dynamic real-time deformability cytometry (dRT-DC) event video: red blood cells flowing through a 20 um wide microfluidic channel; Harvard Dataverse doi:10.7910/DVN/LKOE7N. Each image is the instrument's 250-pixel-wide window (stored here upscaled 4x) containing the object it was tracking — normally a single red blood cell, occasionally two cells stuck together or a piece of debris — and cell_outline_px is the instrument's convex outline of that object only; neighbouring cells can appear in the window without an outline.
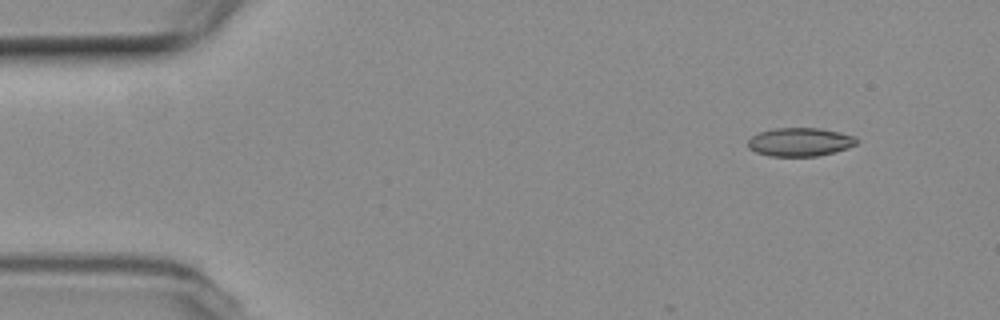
{"species": "common noctule bat (a hibernating species)", "species_latin": "Nyctalus noctula", "temperature_condition": "room temperature", "stored_images_in_passage": 4, "camera_frame_rate_fps": 3000, "um_per_image_px": 0.085, "animal": {"sex": "female", "body_mass_g": 19.3, "forearm_length_mm": 54.1}, "frame": {"image": 1, "passage_image": 2, "time_ms": 1.667, "image_size_px": [1000, 320], "cell_outline_px": [[856, 144], [848, 148], [836, 152], [816, 156], [768, 156], [756, 152], [748, 148], [748, 140], [752, 136], [760, 132], [776, 128], [820, 128], [840, 132], [852, 136], [856, 140]], "centroid_in_image_um": [67.98, 12.07], "position_along_channel_um": 17.0, "area_um2": 17.98}}